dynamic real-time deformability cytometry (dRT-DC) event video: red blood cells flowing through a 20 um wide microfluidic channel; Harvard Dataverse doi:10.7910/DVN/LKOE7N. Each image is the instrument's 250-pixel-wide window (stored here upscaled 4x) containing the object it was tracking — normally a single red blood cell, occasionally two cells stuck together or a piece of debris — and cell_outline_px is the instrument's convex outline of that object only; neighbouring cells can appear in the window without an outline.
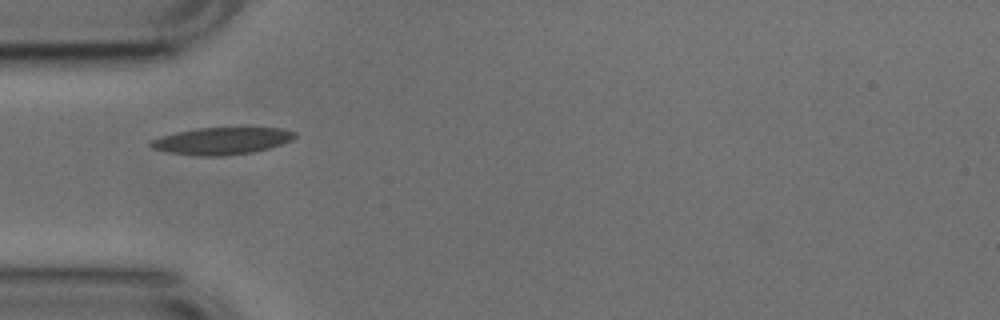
{"species": "common noctule bat (a hibernating species)", "species_latin": "Nyctalus noctula", "temperature_condition": "cold", "stored_images_in_passage": 38, "camera_frame_rate_fps": 3000, "um_per_image_px": 0.085, "animal": {"sex": "male", "body_mass_g": 17.9, "forearm_length_mm": 54.2}, "frame": {"image": 1, "passage_image": 1, "time_ms": 0.0, "image_size_px": [1000, 320], "cell_outline_px": [[296, 136], [292, 140], [268, 148], [252, 152], [224, 156], [196, 156], [168, 152], [152, 148], [148, 144], [152, 140], [160, 136], [176, 132], [196, 128], [280, 128], [296, 132]], "centroid_in_image_um": [18.82, 11.98], "position_along_channel_um": 66.2, "area_um2": 22.66}}
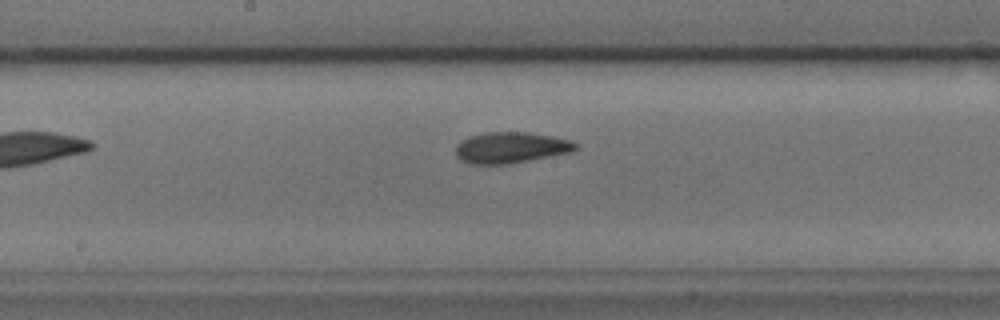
{"frame": {"image": 2, "passage_image": 12, "time_ms": 3.667, "image_size_px": [1000, 320], "cell_outline_px": [[580, 148], [572, 152], [528, 160], [504, 164], [472, 164], [460, 160], [456, 156], [456, 144], [460, 140], [468, 136], [484, 132], [528, 132], [552, 136], [568, 140], [580, 144]], "centroid_in_image_um": [43.41, 12.53], "position_along_channel_um": 204.8, "area_um2": 21.85}, "authors_computed_cell_mechanics": {"area_um2": 21.1259, "velocity_mm_per_s": 3.7742, "shape_relaxation_time_tau1_ms": 5.0517, "shape_relaxation_time_tau2_ms": 2.7199, "deformation_change_tau1": 0.1321, "deformation_change_tau2": 0.0906}}